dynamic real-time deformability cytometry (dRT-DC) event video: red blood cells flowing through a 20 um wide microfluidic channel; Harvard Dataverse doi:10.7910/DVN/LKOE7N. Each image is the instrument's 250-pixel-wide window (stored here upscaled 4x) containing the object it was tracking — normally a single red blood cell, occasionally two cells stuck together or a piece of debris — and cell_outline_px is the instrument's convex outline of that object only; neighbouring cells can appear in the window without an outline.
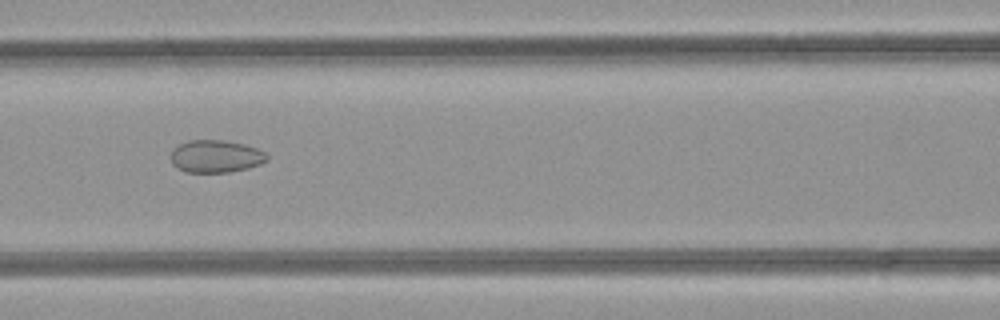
{"species": "common noctule bat (a hibernating species)", "species_latin": "Nyctalus noctula", "temperature_condition": "room temperature", "stored_images_in_passage": 49, "camera_frame_rate_fps": 3000, "um_per_image_px": 0.085, "animal": {"sex": "female", "body_mass_g": 21.9}, "frame": {"image": 1, "passage_image": 22, "time_ms": 7.0, "image_size_px": [1000, 320], "cell_outline_px": [[268, 160], [260, 164], [248, 168], [228, 172], [188, 172], [176, 168], [172, 164], [168, 156], [172, 148], [188, 140], [224, 140], [244, 144], [256, 148], [264, 152], [268, 156]], "centroid_in_image_um": [18.29, 13.28], "position_along_channel_um": 148.3, "area_um2": 18.44}}
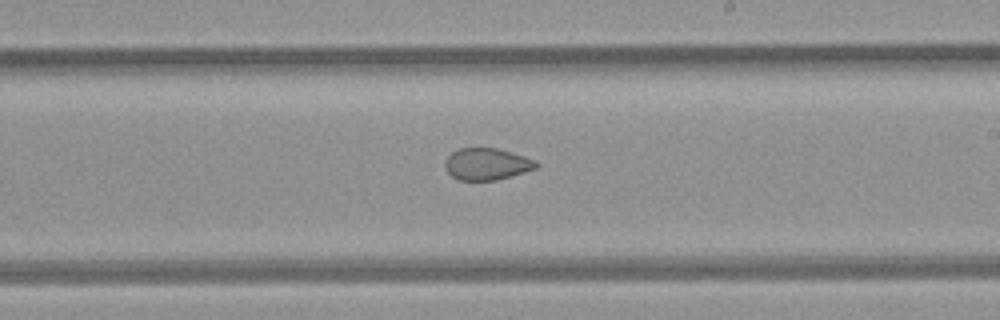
{"frame": {"image": 2, "passage_image": 29, "time_ms": 9.333, "image_size_px": [1000, 320], "cell_outline_px": [[540, 164], [536, 168], [524, 172], [496, 180], [460, 180], [452, 176], [444, 168], [444, 160], [452, 152], [460, 148], [496, 148], [524, 156], [536, 160]], "centroid_in_image_um": [41.36, 13.94], "position_along_channel_um": 247.6, "area_um2": 16.88}}
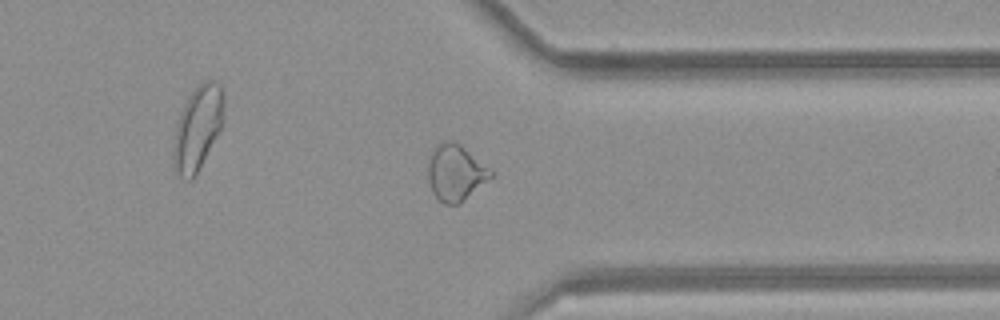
{"frame": {"image": 3, "passage_image": 38, "time_ms": 12.333, "image_size_px": [1000, 320], "cell_outline_px": [[496, 176], [460, 204], [444, 204], [432, 192], [428, 180], [428, 164], [432, 152], [436, 144], [444, 140], [452, 140], [460, 144], [496, 172]], "centroid_in_image_um": [38.79, 14.68], "position_along_channel_um": 372.6, "area_um2": 21.1}, "authors_computed_cell_mechanics": {"area_um2": 22.9466, "velocity_mm_per_s": 4.2591, "shape_relaxation_time_tau1_ms": null, "shape_relaxation_time_tau2_ms": 1.3973, "deformation_change_tau1": null, "deformation_change_tau2": 0.0588}}